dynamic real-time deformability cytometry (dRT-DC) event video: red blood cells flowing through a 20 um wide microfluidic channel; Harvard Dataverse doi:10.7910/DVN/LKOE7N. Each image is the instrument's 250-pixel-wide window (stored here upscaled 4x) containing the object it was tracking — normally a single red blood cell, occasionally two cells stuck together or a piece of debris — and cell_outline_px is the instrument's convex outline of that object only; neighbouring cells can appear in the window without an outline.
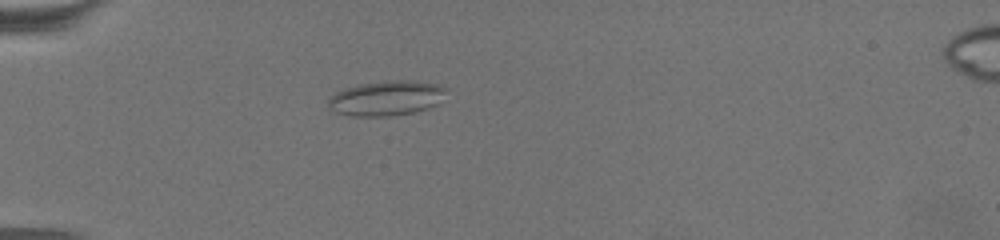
{"species": "common noctule bat (a hibernating species)", "species_latin": "Nyctalus noctula", "temperature_condition": "warm", "stored_images_in_passage": 48, "camera_frame_rate_fps": 3000, "um_per_image_px": 0.085, "animal": {"sex": "female", "body_mass_g": 19.5, "forearm_length_mm": 54.1}, "frame": {"image": 1, "passage_image": 2, "time_ms": 0.333, "image_size_px": [1000, 240], "cell_outline_px": [[448, 88], [436, 104], [428, 108], [412, 112], [392, 116], [352, 116], [336, 112], [328, 104], [328, 100], [336, 92], [344, 88], [360, 84], [388, 80], [412, 80], [440, 84]], "centroid_in_image_um": [32.85, 8.33], "position_along_channel_um": 52.1, "area_um2": 23.87}}
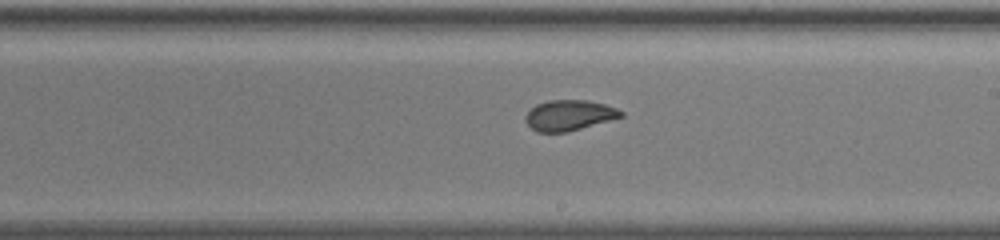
{"frame": {"image": 2, "passage_image": 22, "time_ms": 7.0, "image_size_px": [1000, 240], "cell_outline_px": [[624, 116], [568, 132], [536, 132], [524, 120], [524, 116], [536, 104], [548, 100], [588, 100], [604, 104], [616, 108], [624, 112]], "centroid_in_image_um": [48.37, 9.8], "position_along_channel_um": 240.6, "area_um2": 16.99}}
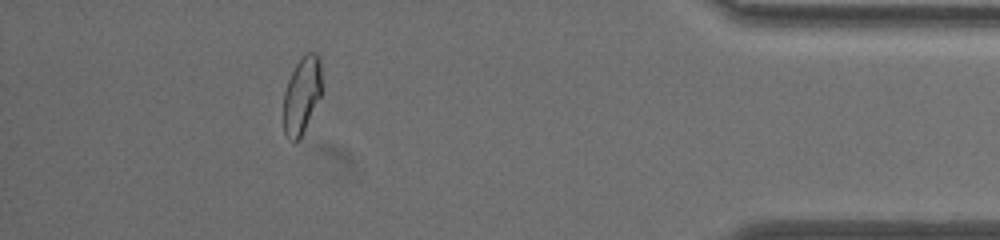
{"frame": {"image": 3, "passage_image": 42, "time_ms": 13.667, "image_size_px": [1000, 240], "cell_outline_px": [[324, 92], [300, 136], [296, 140], [288, 140], [284, 132], [284, 92], [288, 80], [296, 64], [304, 52], [316, 52], [320, 56]], "centroid_in_image_um": [25.71, 8.0], "position_along_channel_um": 409.5, "area_um2": 17.57}, "authors_computed_cell_mechanics": {"area_um2": 17.5423, "velocity_mm_per_s": 3.1568, "shape_relaxation_time_tau1_ms": null, "shape_relaxation_time_tau2_ms": 1.2232, "deformation_change_tau1": null, "deformation_change_tau2": 0.0735}}